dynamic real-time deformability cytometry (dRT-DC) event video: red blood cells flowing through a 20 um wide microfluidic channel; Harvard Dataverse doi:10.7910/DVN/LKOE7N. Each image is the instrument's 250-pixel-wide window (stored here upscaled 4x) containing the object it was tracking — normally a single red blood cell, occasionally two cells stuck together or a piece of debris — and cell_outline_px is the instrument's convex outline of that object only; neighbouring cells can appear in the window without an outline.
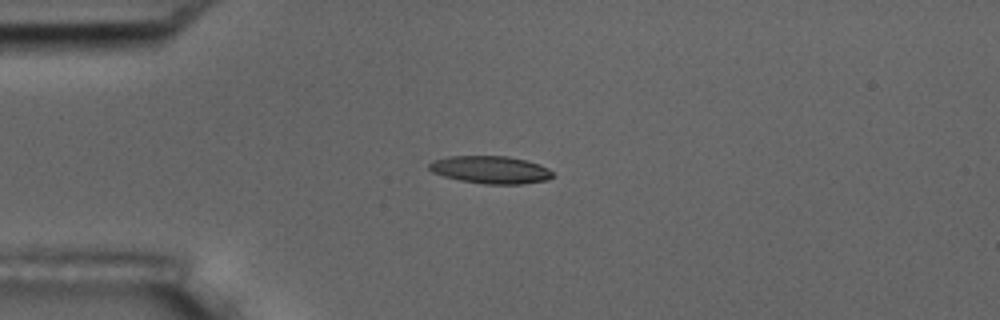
{"species": "common noctule bat (a hibernating species)", "species_latin": "Nyctalus noctula", "temperature_condition": "room temperature", "stored_images_in_passage": 6, "camera_frame_rate_fps": 3000, "um_per_image_px": 0.085, "animal": {"sex": "male", "body_mass_g": 17.5, "forearm_length_mm": 52.3}, "frame": {"image": 1, "passage_image": 5, "time_ms": 4.667, "image_size_px": [1000, 320], "cell_outline_px": [[552, 176], [548, 180], [520, 184], [484, 184], [460, 180], [444, 176], [432, 172], [428, 168], [428, 164], [432, 160], [448, 156], [508, 156], [540, 164], [548, 168], [552, 172]], "centroid_in_image_um": [41.67, 14.42], "position_along_channel_um": 43.3, "area_um2": 19.88}}